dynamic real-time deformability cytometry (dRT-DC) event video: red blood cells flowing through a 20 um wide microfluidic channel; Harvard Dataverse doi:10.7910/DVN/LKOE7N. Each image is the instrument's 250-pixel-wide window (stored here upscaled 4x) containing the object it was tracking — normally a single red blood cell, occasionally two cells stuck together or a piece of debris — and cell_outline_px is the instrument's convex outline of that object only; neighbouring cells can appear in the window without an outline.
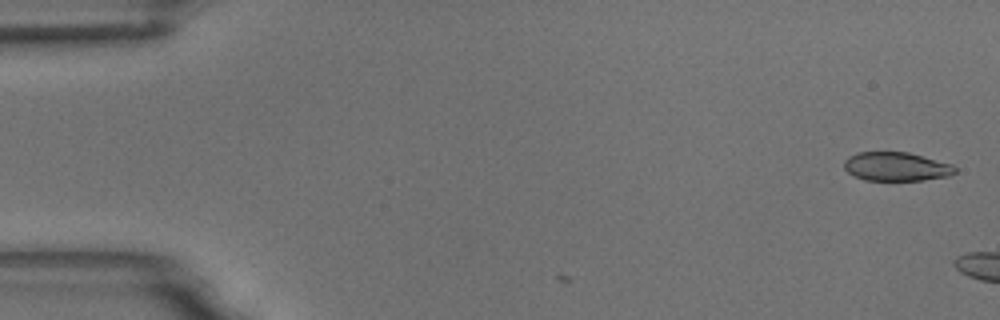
{"species": "common noctule bat (a hibernating species)", "species_latin": "Nyctalus noctula", "temperature_condition": "room temperature", "stored_images_in_passage": 3, "camera_frame_rate_fps": 3000, "um_per_image_px": 0.085, "animal": {"sex": "male", "body_mass_g": 18.8}, "frame": {"image": 1, "passage_image": 3, "time_ms": 0.667, "image_size_px": [1000, 320], "cell_outline_px": [[956, 172], [948, 176], [924, 180], [864, 180], [848, 172], [844, 168], [844, 160], [848, 156], [856, 152], [908, 152], [952, 164], [956, 168]], "centroid_in_image_um": [76.17, 14.15], "position_along_channel_um": 8.8, "area_um2": 18.61}}